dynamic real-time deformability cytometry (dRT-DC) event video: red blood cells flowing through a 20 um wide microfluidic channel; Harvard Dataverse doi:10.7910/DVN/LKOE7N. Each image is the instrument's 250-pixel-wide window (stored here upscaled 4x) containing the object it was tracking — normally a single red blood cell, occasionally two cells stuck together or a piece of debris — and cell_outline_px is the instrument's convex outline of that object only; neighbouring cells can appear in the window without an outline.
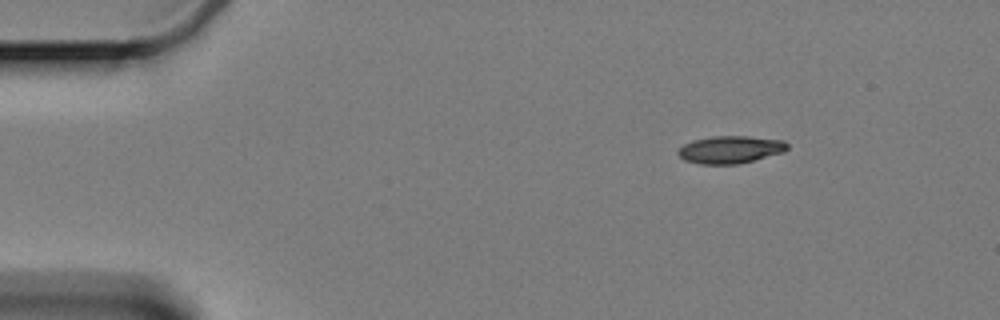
{"species": "Egyptian fruit bat (a non-hibernating species)", "species_latin": "Rousettus aegyptiacus", "temperature_condition": "cold", "stored_images_in_passage": 53, "camera_frame_rate_fps": 3000, "um_per_image_px": 0.085, "animal": {"sex": "female"}, "frame": {"image": 1, "passage_image": 1, "time_ms": 0.0, "image_size_px": [1000, 320], "cell_outline_px": [[788, 148], [784, 152], [740, 164], [700, 164], [684, 160], [676, 152], [684, 144], [692, 140], [712, 136], [748, 136], [784, 140], [788, 144]], "centroid_in_image_um": [62.09, 12.71], "position_along_channel_um": 22.9, "area_um2": 17.63}}
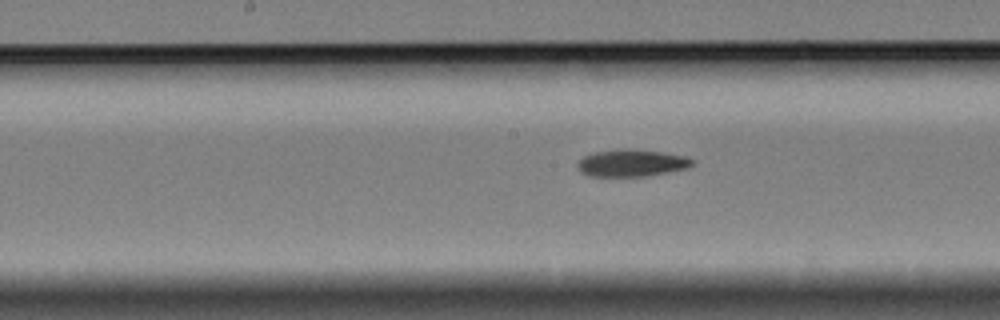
{"frame": {"image": 2, "passage_image": 23, "time_ms": 7.333, "image_size_px": [1000, 320], "cell_outline_px": [[696, 164], [688, 168], [648, 176], [588, 176], [580, 172], [576, 168], [576, 164], [584, 156], [592, 152], [616, 148], [632, 148], [664, 152], [688, 156], [696, 160]], "centroid_in_image_um": [53.72, 13.83], "position_along_channel_um": 194.5, "area_um2": 18.79}}
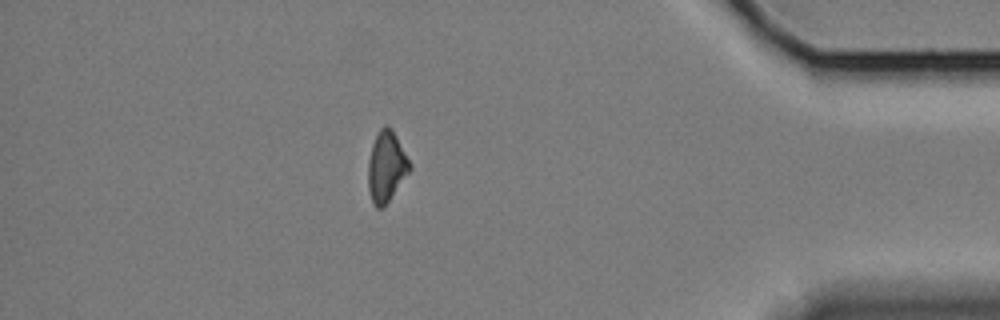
{"frame": {"image": 3, "passage_image": 45, "time_ms": 14.667, "image_size_px": [1000, 320], "cell_outline_px": [[412, 168], [384, 208], [376, 208], [372, 204], [368, 188], [368, 160], [372, 144], [380, 128], [384, 124], [388, 124], [392, 128], [412, 164]], "centroid_in_image_um": [32.84, 14.17], "position_along_channel_um": 402.4, "area_um2": 17.46}, "authors_computed_cell_mechanics": {"area_um2": 18.0336, "velocity_mm_per_s": 3.3522, "shape_relaxation_time_tau1_ms": 4.345, "shape_relaxation_time_tau2_ms": null, "deformation_change_tau1": 0.1259, "deformation_change_tau2": null}}